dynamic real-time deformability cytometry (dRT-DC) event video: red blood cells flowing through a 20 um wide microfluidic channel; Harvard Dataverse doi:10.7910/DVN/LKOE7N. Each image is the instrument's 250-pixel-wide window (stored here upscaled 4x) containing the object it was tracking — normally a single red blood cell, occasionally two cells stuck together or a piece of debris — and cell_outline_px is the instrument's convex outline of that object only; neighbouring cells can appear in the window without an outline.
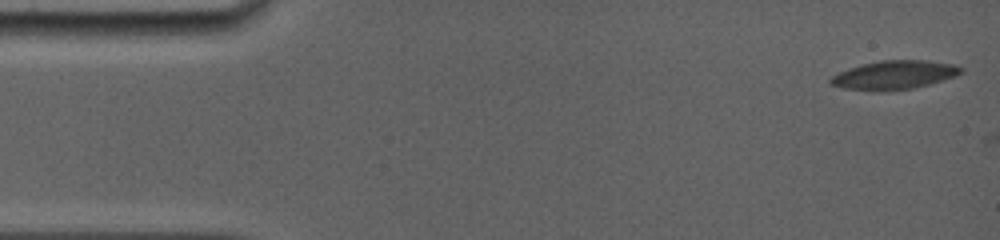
{"species": "common noctule bat (a hibernating species)", "species_latin": "Nyctalus noctula", "temperature_condition": "room temperature", "stored_images_in_passage": 3, "segment_of_instrument_passage": [1, 2], "camera_frame_rate_fps": 5000, "um_per_image_px": 0.085, "animal": {"sex": "female", "body_mass_g": 19.0, "forearm_length_mm": 56.7}, "frame": {"image": 1, "passage_image": 1, "time_ms": 0.0, "image_size_px": [1000, 240], "cell_outline_px": [[964, 72], [956, 76], [928, 84], [912, 88], [880, 92], [844, 88], [828, 84], [828, 80], [832, 76], [848, 68], [880, 60], [928, 60], [952, 64], [964, 68]], "centroid_in_image_um": [76.0, 6.37], "position_along_channel_um": 9.0, "area_um2": 21.91}}